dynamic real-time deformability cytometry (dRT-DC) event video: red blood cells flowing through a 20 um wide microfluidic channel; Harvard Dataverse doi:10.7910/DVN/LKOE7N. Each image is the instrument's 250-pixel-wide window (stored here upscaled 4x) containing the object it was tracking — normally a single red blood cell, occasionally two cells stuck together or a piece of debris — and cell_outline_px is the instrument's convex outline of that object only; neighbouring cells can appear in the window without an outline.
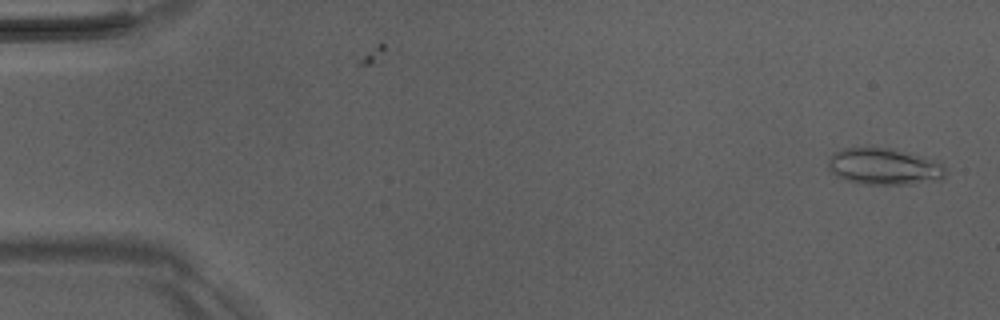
{"species": "Egyptian fruit bat (a non-hibernating species)", "species_latin": "Rousettus aegyptiacus", "temperature_condition": "room temperature", "stored_images_in_passage": 5, "camera_frame_rate_fps": 3000, "um_per_image_px": 0.085, "animal": {"sex": "male"}, "frame": {"image": 1, "passage_image": 1, "time_ms": 0.0, "image_size_px": [1000, 320], "cell_outline_px": [[948, 172], [944, 180], [908, 184], [864, 184], [844, 180], [836, 176], [828, 168], [828, 156], [840, 148], [896, 148], [936, 160]], "centroid_in_image_um": [75.16, 14.15], "position_along_channel_um": 9.8, "area_um2": 25.49}}